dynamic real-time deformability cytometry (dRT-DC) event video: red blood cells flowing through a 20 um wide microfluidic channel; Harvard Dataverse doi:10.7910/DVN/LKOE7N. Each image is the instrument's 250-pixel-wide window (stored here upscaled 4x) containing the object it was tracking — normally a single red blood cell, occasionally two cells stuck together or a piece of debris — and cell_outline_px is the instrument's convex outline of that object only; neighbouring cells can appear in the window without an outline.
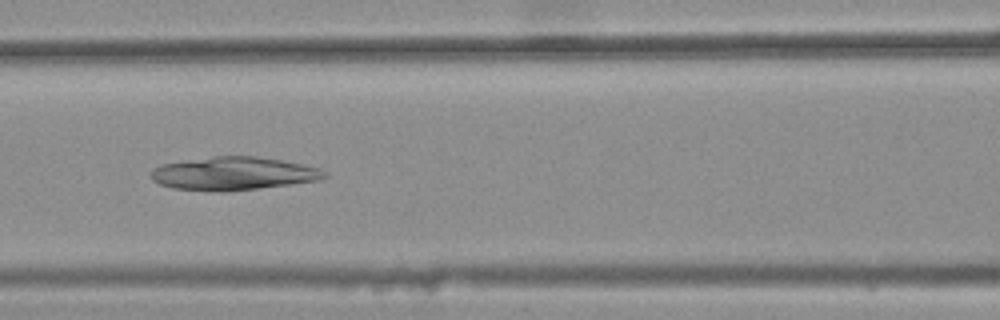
{"species": "common noctule bat (a hibernating species)", "species_latin": "Nyctalus noctula", "temperature_condition": "warm", "stored_images_in_passage": 42, "camera_frame_rate_fps": 3000, "um_per_image_px": 0.085, "animal": {"sex": "female", "body_mass_g": 25.1}, "frame": {"image": 1, "passage_image": 20, "time_ms": 6.333, "image_size_px": [1000, 320], "cell_outline_px": [[328, 176], [320, 180], [260, 188], [224, 192], [220, 192], [172, 188], [160, 184], [152, 180], [152, 168], [160, 164], [212, 156], [256, 156], [280, 160], [320, 168]], "centroid_in_image_um": [19.81, 14.75], "position_along_channel_um": 146.8, "area_um2": 33.52}}
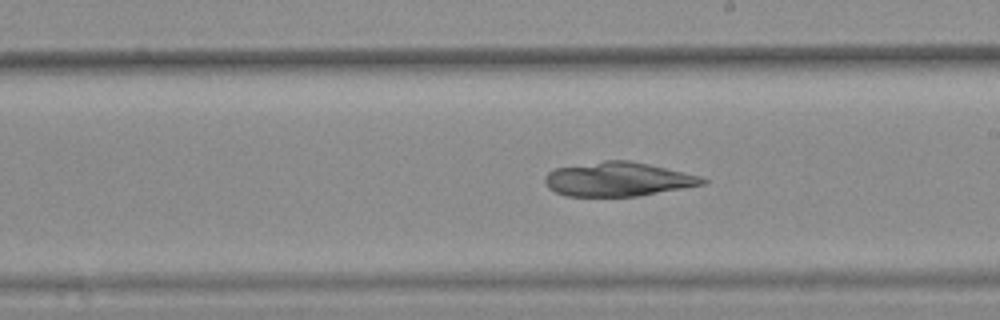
{"frame": {"image": 2, "passage_image": 27, "time_ms": 8.667, "image_size_px": [1000, 320], "cell_outline_px": [[708, 180], [704, 184], [636, 196], [564, 196], [548, 188], [544, 184], [544, 176], [548, 172], [556, 168], [604, 160], [632, 160], [684, 172], [700, 176]], "centroid_in_image_um": [52.48, 15.23], "position_along_channel_um": 236.5, "area_um2": 31.27}}
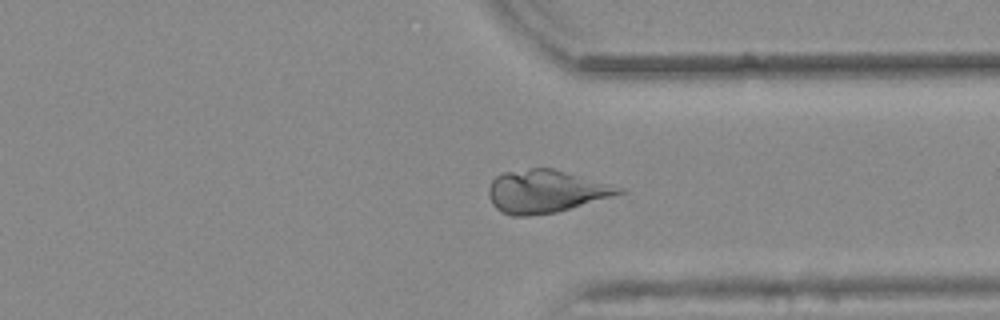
{"frame": {"image": 3, "passage_image": 37, "time_ms": 12.0, "image_size_px": [1000, 320], "cell_outline_px": [[624, 192], [612, 196], [556, 212], [528, 216], [512, 216], [500, 212], [492, 204], [488, 196], [488, 188], [492, 180], [500, 172], [532, 168], [552, 168], [624, 188]], "centroid_in_image_um": [46.31, 16.27], "position_along_channel_um": 365.1, "area_um2": 32.31}}